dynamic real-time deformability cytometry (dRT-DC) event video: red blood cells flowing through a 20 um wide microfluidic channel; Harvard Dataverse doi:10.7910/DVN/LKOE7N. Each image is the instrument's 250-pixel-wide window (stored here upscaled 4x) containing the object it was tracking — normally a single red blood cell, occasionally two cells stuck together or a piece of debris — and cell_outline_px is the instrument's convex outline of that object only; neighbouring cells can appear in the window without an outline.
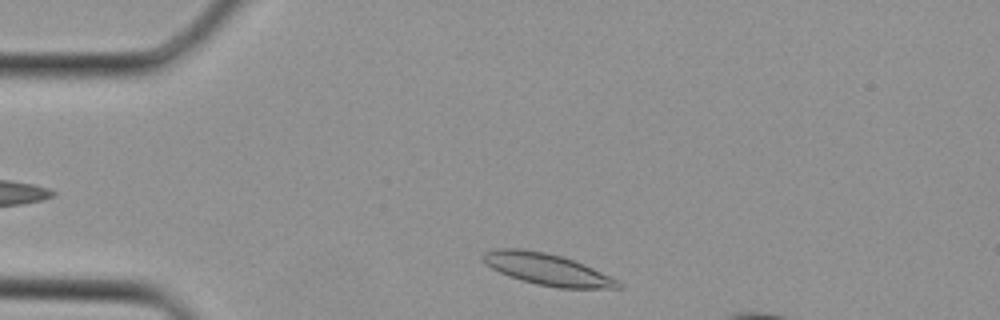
{"species": "Egyptian fruit bat (a non-hibernating species)", "species_latin": "Rousettus aegyptiacus", "temperature_condition": "cold", "stored_images_in_passage": 29, "camera_frame_rate_fps": 3000, "um_per_image_px": 0.085, "animal": {"sex": "female"}, "frame": {"image": 1, "passage_image": 1, "time_ms": 0.0, "image_size_px": [1000, 320], "cell_outline_px": [[620, 288], [560, 288], [536, 284], [500, 272], [492, 268], [480, 256], [484, 252], [496, 248], [520, 248], [544, 252], [560, 256], [584, 264], [616, 280], [620, 284]], "centroid_in_image_um": [46.47, 22.88], "position_along_channel_um": 38.5, "area_um2": 24.22}}
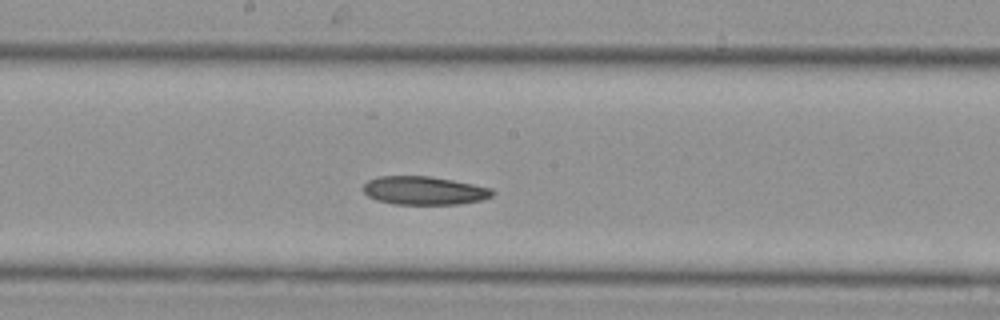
{"frame": {"image": 2, "passage_image": 12, "time_ms": 3.667, "image_size_px": [1000, 320], "cell_outline_px": [[496, 192], [492, 196], [484, 200], [456, 204], [392, 204], [376, 200], [368, 196], [364, 192], [364, 184], [368, 180], [376, 176], [428, 176], [452, 180], [492, 188]], "centroid_in_image_um": [36.06, 16.2], "position_along_channel_um": 212.1, "area_um2": 21.44}}
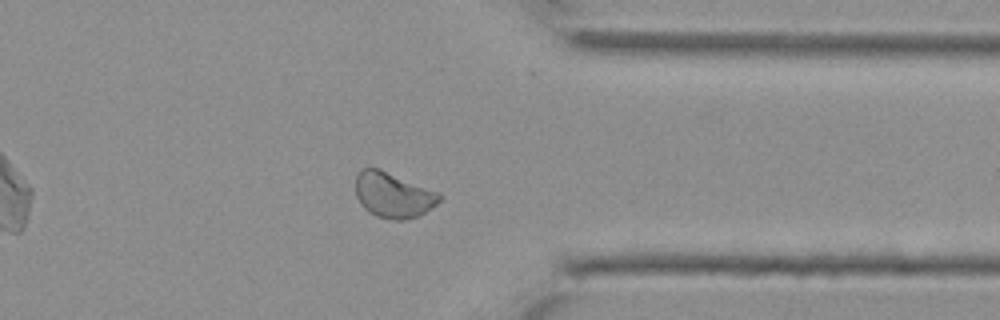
{"frame": {"image": 3, "passage_image": 21, "time_ms": 6.667, "image_size_px": [1000, 320], "cell_outline_px": [[440, 200], [436, 204], [420, 216], [408, 220], [396, 220], [376, 216], [368, 212], [360, 204], [356, 196], [356, 172], [364, 168], [376, 168], [440, 192]], "centroid_in_image_um": [33.41, 16.6], "position_along_channel_um": 378.0, "area_um2": 22.14}}